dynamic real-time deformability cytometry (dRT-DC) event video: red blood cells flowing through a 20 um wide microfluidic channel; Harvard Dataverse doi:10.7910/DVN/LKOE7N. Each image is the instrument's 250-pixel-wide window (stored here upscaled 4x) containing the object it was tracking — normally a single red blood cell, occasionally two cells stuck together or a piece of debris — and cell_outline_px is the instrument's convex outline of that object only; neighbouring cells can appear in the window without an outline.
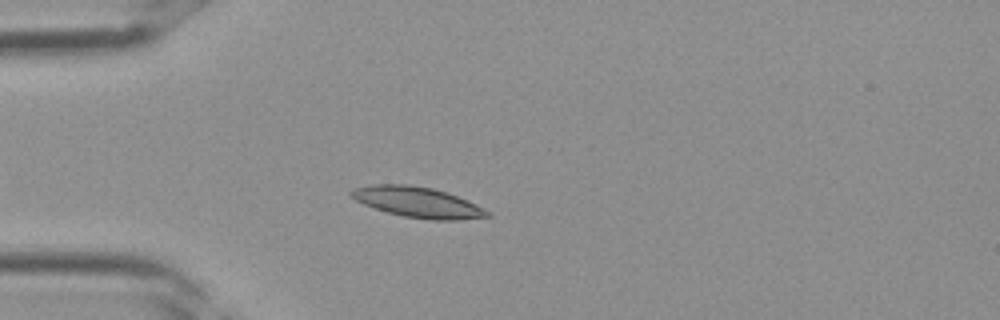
{"species": "Egyptian fruit bat (a non-hibernating species)", "species_latin": "Rousettus aegyptiacus", "temperature_condition": "room temperature", "stored_images_in_passage": 30, "camera_frame_rate_fps": 3000, "um_per_image_px": 0.085, "frame": {"image": 1, "passage_image": 6, "time_ms": 1.667, "image_size_px": [1000, 320], "cell_outline_px": [[492, 216], [460, 220], [432, 220], [404, 216], [388, 212], [364, 204], [356, 200], [348, 192], [352, 188], [372, 184], [408, 184], [432, 188], [468, 200], [492, 212]], "centroid_in_image_um": [35.53, 17.19], "position_along_channel_um": 49.5, "area_um2": 24.16}}
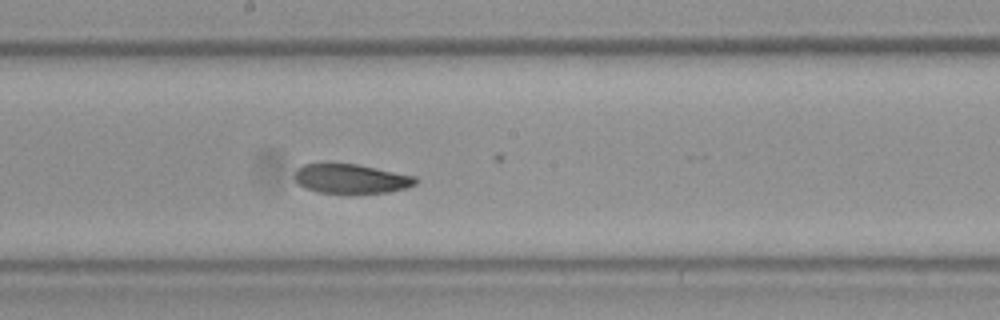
{"frame": {"image": 2, "passage_image": 16, "time_ms": 5.0, "image_size_px": [1000, 320], "cell_outline_px": [[420, 180], [416, 184], [404, 188], [388, 192], [320, 192], [304, 188], [296, 180], [296, 168], [304, 164], [328, 160], [356, 164], [416, 176]], "centroid_in_image_um": [29.81, 15.13], "position_along_channel_um": 218.4, "area_um2": 20.98}}
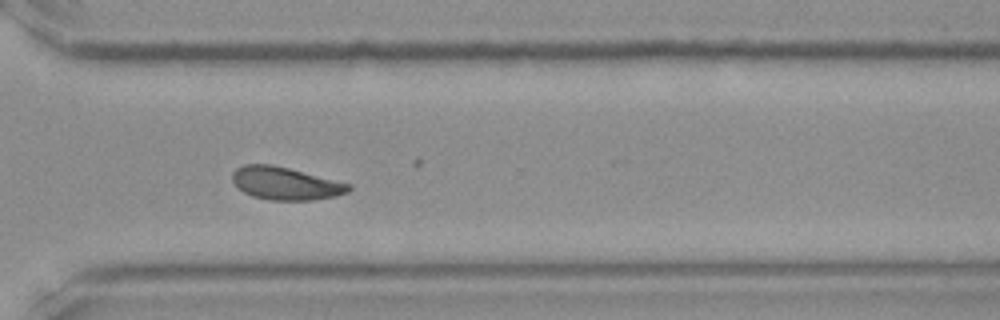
{"frame": {"image": 3, "passage_image": 23, "time_ms": 7.333, "image_size_px": [1000, 320], "cell_outline_px": [[352, 188], [348, 192], [336, 196], [312, 200], [268, 200], [252, 196], [244, 192], [232, 180], [232, 172], [236, 168], [244, 164], [272, 164], [352, 184]], "centroid_in_image_um": [24.28, 15.59], "position_along_channel_um": 346.3, "area_um2": 22.2}}